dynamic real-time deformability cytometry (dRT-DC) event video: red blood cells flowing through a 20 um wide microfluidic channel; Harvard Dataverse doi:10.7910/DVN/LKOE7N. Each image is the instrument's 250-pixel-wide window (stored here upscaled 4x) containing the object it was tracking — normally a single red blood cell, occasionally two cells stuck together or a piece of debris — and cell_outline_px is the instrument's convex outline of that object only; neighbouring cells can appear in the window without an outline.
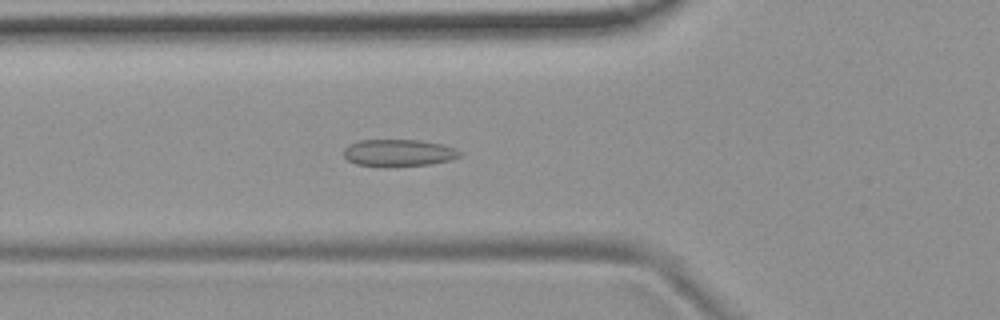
{"species": "common noctule bat (a hibernating species)", "species_latin": "Nyctalus noctula", "temperature_condition": "room temperature", "stored_images_in_passage": 38, "camera_frame_rate_fps": 3000, "um_per_image_px": 0.085, "animal": {"sex": "female", "body_mass_g": 19.9}, "frame": {"image": 1, "passage_image": 3, "time_ms": 0.667, "image_size_px": [1000, 320], "cell_outline_px": [[464, 152], [460, 156], [448, 160], [428, 164], [380, 168], [356, 164], [348, 160], [344, 156], [344, 148], [348, 144], [360, 140], [420, 140], [440, 144], [456, 148]], "centroid_in_image_um": [33.85, 13.0], "position_along_channel_um": 92.0, "area_um2": 18.55}}
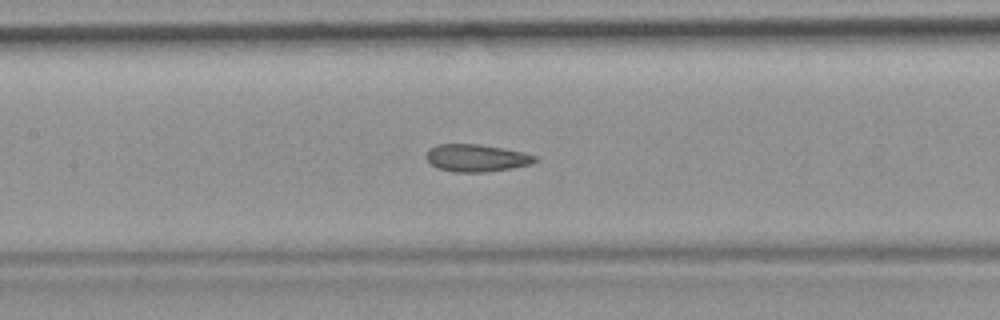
{"frame": {"image": 2, "passage_image": 9, "time_ms": 2.667, "image_size_px": [1000, 320], "cell_outline_px": [[536, 160], [532, 164], [512, 168], [484, 172], [452, 172], [440, 168], [432, 164], [424, 156], [428, 148], [436, 144], [480, 144], [504, 148], [524, 152], [536, 156]], "centroid_in_image_um": [40.48, 13.41], "position_along_channel_um": 166.9, "area_um2": 17.46}}
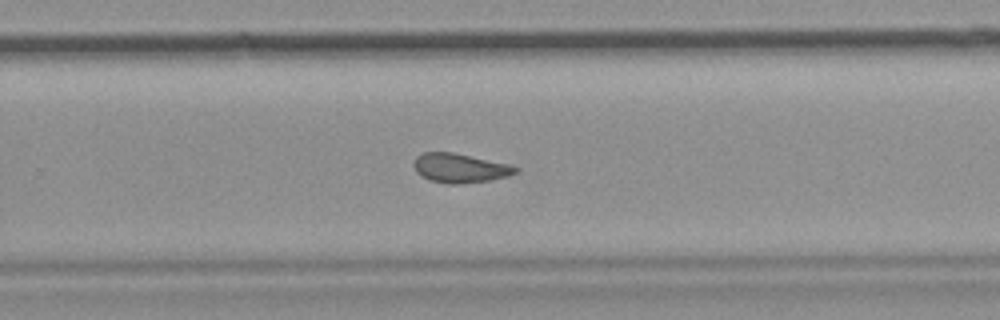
{"frame": {"image": 3, "passage_image": 19, "time_ms": 6.0, "image_size_px": [1000, 320], "cell_outline_px": [[520, 168], [516, 172], [508, 176], [488, 180], [460, 184], [448, 184], [428, 180], [420, 176], [416, 172], [416, 156], [424, 152], [452, 152], [508, 164]], "centroid_in_image_um": [39.09, 14.29], "position_along_channel_um": 290.7, "area_um2": 17.11}, "authors_computed_cell_mechanics": {"area_um2": 17.5134, "velocity_mm_per_s": 3.7368, "shape_relaxation_time_tau1_ms": null, "shape_relaxation_time_tau2_ms": 2.5377, "deformation_change_tau1": null, "deformation_change_tau2": 0.0797}}